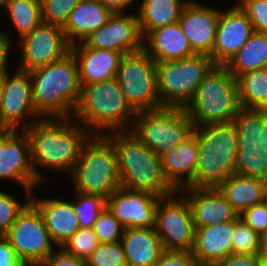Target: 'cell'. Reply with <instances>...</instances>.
<instances>
[{
    "mask_svg": "<svg viewBox=\"0 0 267 266\" xmlns=\"http://www.w3.org/2000/svg\"><path fill=\"white\" fill-rule=\"evenodd\" d=\"M135 115L118 79L111 78L81 85L79 101L72 118L78 120L91 134L105 135L114 131H129V123L133 124Z\"/></svg>",
    "mask_w": 267,
    "mask_h": 266,
    "instance_id": "3957f363",
    "label": "cell"
},
{
    "mask_svg": "<svg viewBox=\"0 0 267 266\" xmlns=\"http://www.w3.org/2000/svg\"><path fill=\"white\" fill-rule=\"evenodd\" d=\"M259 266H267V255H259Z\"/></svg>",
    "mask_w": 267,
    "mask_h": 266,
    "instance_id": "f907efd6",
    "label": "cell"
},
{
    "mask_svg": "<svg viewBox=\"0 0 267 266\" xmlns=\"http://www.w3.org/2000/svg\"><path fill=\"white\" fill-rule=\"evenodd\" d=\"M113 11L105 7L99 0H81L71 11L62 27L70 46L82 43L97 29L102 27L113 15Z\"/></svg>",
    "mask_w": 267,
    "mask_h": 266,
    "instance_id": "4316f807",
    "label": "cell"
},
{
    "mask_svg": "<svg viewBox=\"0 0 267 266\" xmlns=\"http://www.w3.org/2000/svg\"><path fill=\"white\" fill-rule=\"evenodd\" d=\"M263 204L267 209V187L265 188L264 195H263Z\"/></svg>",
    "mask_w": 267,
    "mask_h": 266,
    "instance_id": "db71d44e",
    "label": "cell"
},
{
    "mask_svg": "<svg viewBox=\"0 0 267 266\" xmlns=\"http://www.w3.org/2000/svg\"><path fill=\"white\" fill-rule=\"evenodd\" d=\"M215 66L213 59L207 54L156 62L161 108H185L193 99L198 85Z\"/></svg>",
    "mask_w": 267,
    "mask_h": 266,
    "instance_id": "ba28073f",
    "label": "cell"
},
{
    "mask_svg": "<svg viewBox=\"0 0 267 266\" xmlns=\"http://www.w3.org/2000/svg\"><path fill=\"white\" fill-rule=\"evenodd\" d=\"M183 193L190 204L195 228L236 220L239 214L217 188L186 187Z\"/></svg>",
    "mask_w": 267,
    "mask_h": 266,
    "instance_id": "44dd1931",
    "label": "cell"
},
{
    "mask_svg": "<svg viewBox=\"0 0 267 266\" xmlns=\"http://www.w3.org/2000/svg\"><path fill=\"white\" fill-rule=\"evenodd\" d=\"M198 159V141L192 132L175 148L161 156L166 181L176 190L194 187V175Z\"/></svg>",
    "mask_w": 267,
    "mask_h": 266,
    "instance_id": "cb8c5ba5",
    "label": "cell"
},
{
    "mask_svg": "<svg viewBox=\"0 0 267 266\" xmlns=\"http://www.w3.org/2000/svg\"><path fill=\"white\" fill-rule=\"evenodd\" d=\"M143 49L155 62L174 61L196 54L178 22L150 31L143 38Z\"/></svg>",
    "mask_w": 267,
    "mask_h": 266,
    "instance_id": "484cf974",
    "label": "cell"
},
{
    "mask_svg": "<svg viewBox=\"0 0 267 266\" xmlns=\"http://www.w3.org/2000/svg\"><path fill=\"white\" fill-rule=\"evenodd\" d=\"M160 197L148 191L120 187L106 199V207L126 228H155Z\"/></svg>",
    "mask_w": 267,
    "mask_h": 266,
    "instance_id": "ac0fdd59",
    "label": "cell"
},
{
    "mask_svg": "<svg viewBox=\"0 0 267 266\" xmlns=\"http://www.w3.org/2000/svg\"><path fill=\"white\" fill-rule=\"evenodd\" d=\"M76 58L80 85H90L117 77L123 53L96 49L78 43L70 47Z\"/></svg>",
    "mask_w": 267,
    "mask_h": 266,
    "instance_id": "603a6c76",
    "label": "cell"
},
{
    "mask_svg": "<svg viewBox=\"0 0 267 266\" xmlns=\"http://www.w3.org/2000/svg\"><path fill=\"white\" fill-rule=\"evenodd\" d=\"M57 251H53L39 266H86L85 260L77 258L63 248L60 247Z\"/></svg>",
    "mask_w": 267,
    "mask_h": 266,
    "instance_id": "ee69618b",
    "label": "cell"
},
{
    "mask_svg": "<svg viewBox=\"0 0 267 266\" xmlns=\"http://www.w3.org/2000/svg\"><path fill=\"white\" fill-rule=\"evenodd\" d=\"M234 220L195 228L192 255L200 266H217L232 253Z\"/></svg>",
    "mask_w": 267,
    "mask_h": 266,
    "instance_id": "7402d4cb",
    "label": "cell"
},
{
    "mask_svg": "<svg viewBox=\"0 0 267 266\" xmlns=\"http://www.w3.org/2000/svg\"><path fill=\"white\" fill-rule=\"evenodd\" d=\"M188 1L143 0L138 9V21L142 37L150 31L178 22L182 8Z\"/></svg>",
    "mask_w": 267,
    "mask_h": 266,
    "instance_id": "f546056e",
    "label": "cell"
},
{
    "mask_svg": "<svg viewBox=\"0 0 267 266\" xmlns=\"http://www.w3.org/2000/svg\"><path fill=\"white\" fill-rule=\"evenodd\" d=\"M9 33H4L0 31V80L4 78V76L9 73L8 65V58L9 53L11 51L12 40ZM11 46V47H10Z\"/></svg>",
    "mask_w": 267,
    "mask_h": 266,
    "instance_id": "7dc6e473",
    "label": "cell"
},
{
    "mask_svg": "<svg viewBox=\"0 0 267 266\" xmlns=\"http://www.w3.org/2000/svg\"><path fill=\"white\" fill-rule=\"evenodd\" d=\"M254 32L253 25L238 4L219 11L215 45L210 55L216 65L225 66Z\"/></svg>",
    "mask_w": 267,
    "mask_h": 266,
    "instance_id": "d6986e66",
    "label": "cell"
},
{
    "mask_svg": "<svg viewBox=\"0 0 267 266\" xmlns=\"http://www.w3.org/2000/svg\"><path fill=\"white\" fill-rule=\"evenodd\" d=\"M0 266H25L4 236H0Z\"/></svg>",
    "mask_w": 267,
    "mask_h": 266,
    "instance_id": "bcb514c9",
    "label": "cell"
},
{
    "mask_svg": "<svg viewBox=\"0 0 267 266\" xmlns=\"http://www.w3.org/2000/svg\"><path fill=\"white\" fill-rule=\"evenodd\" d=\"M261 109L267 113V103Z\"/></svg>",
    "mask_w": 267,
    "mask_h": 266,
    "instance_id": "11a10c76",
    "label": "cell"
},
{
    "mask_svg": "<svg viewBox=\"0 0 267 266\" xmlns=\"http://www.w3.org/2000/svg\"><path fill=\"white\" fill-rule=\"evenodd\" d=\"M105 7L115 12H125L129 5L134 4L136 0H99Z\"/></svg>",
    "mask_w": 267,
    "mask_h": 266,
    "instance_id": "c3c4849f",
    "label": "cell"
},
{
    "mask_svg": "<svg viewBox=\"0 0 267 266\" xmlns=\"http://www.w3.org/2000/svg\"><path fill=\"white\" fill-rule=\"evenodd\" d=\"M130 126L129 131L160 157L187 138L194 128L185 108L171 107L136 112Z\"/></svg>",
    "mask_w": 267,
    "mask_h": 266,
    "instance_id": "9c48e42d",
    "label": "cell"
},
{
    "mask_svg": "<svg viewBox=\"0 0 267 266\" xmlns=\"http://www.w3.org/2000/svg\"><path fill=\"white\" fill-rule=\"evenodd\" d=\"M239 7L251 21L254 31L267 33V0H240Z\"/></svg>",
    "mask_w": 267,
    "mask_h": 266,
    "instance_id": "60d3db41",
    "label": "cell"
},
{
    "mask_svg": "<svg viewBox=\"0 0 267 266\" xmlns=\"http://www.w3.org/2000/svg\"><path fill=\"white\" fill-rule=\"evenodd\" d=\"M217 266H259V254H229Z\"/></svg>",
    "mask_w": 267,
    "mask_h": 266,
    "instance_id": "f6af8a7d",
    "label": "cell"
},
{
    "mask_svg": "<svg viewBox=\"0 0 267 266\" xmlns=\"http://www.w3.org/2000/svg\"><path fill=\"white\" fill-rule=\"evenodd\" d=\"M173 194L160 197L156 209L155 231L164 250L192 251L195 226L192 211L186 197Z\"/></svg>",
    "mask_w": 267,
    "mask_h": 266,
    "instance_id": "4fadbf2b",
    "label": "cell"
},
{
    "mask_svg": "<svg viewBox=\"0 0 267 266\" xmlns=\"http://www.w3.org/2000/svg\"><path fill=\"white\" fill-rule=\"evenodd\" d=\"M2 86L1 125L12 130H24L41 119L34 108L28 72L17 69L11 76L7 73L2 79Z\"/></svg>",
    "mask_w": 267,
    "mask_h": 266,
    "instance_id": "9a60e30c",
    "label": "cell"
},
{
    "mask_svg": "<svg viewBox=\"0 0 267 266\" xmlns=\"http://www.w3.org/2000/svg\"><path fill=\"white\" fill-rule=\"evenodd\" d=\"M8 130L9 129L6 126L0 124V139L5 135Z\"/></svg>",
    "mask_w": 267,
    "mask_h": 266,
    "instance_id": "f5cc1de1",
    "label": "cell"
},
{
    "mask_svg": "<svg viewBox=\"0 0 267 266\" xmlns=\"http://www.w3.org/2000/svg\"><path fill=\"white\" fill-rule=\"evenodd\" d=\"M239 218L259 235L267 230V209L263 203L245 209L239 214Z\"/></svg>",
    "mask_w": 267,
    "mask_h": 266,
    "instance_id": "b9f144b4",
    "label": "cell"
},
{
    "mask_svg": "<svg viewBox=\"0 0 267 266\" xmlns=\"http://www.w3.org/2000/svg\"><path fill=\"white\" fill-rule=\"evenodd\" d=\"M29 196L25 204L16 200V195H10L0 190V236H3L16 221L18 215L31 202Z\"/></svg>",
    "mask_w": 267,
    "mask_h": 266,
    "instance_id": "ab89813d",
    "label": "cell"
},
{
    "mask_svg": "<svg viewBox=\"0 0 267 266\" xmlns=\"http://www.w3.org/2000/svg\"><path fill=\"white\" fill-rule=\"evenodd\" d=\"M225 67L235 78L250 70L267 68V33L254 31Z\"/></svg>",
    "mask_w": 267,
    "mask_h": 266,
    "instance_id": "4dcf8cb0",
    "label": "cell"
},
{
    "mask_svg": "<svg viewBox=\"0 0 267 266\" xmlns=\"http://www.w3.org/2000/svg\"><path fill=\"white\" fill-rule=\"evenodd\" d=\"M93 230L100 243H116L121 241L125 227L105 207L96 219Z\"/></svg>",
    "mask_w": 267,
    "mask_h": 266,
    "instance_id": "74e56055",
    "label": "cell"
},
{
    "mask_svg": "<svg viewBox=\"0 0 267 266\" xmlns=\"http://www.w3.org/2000/svg\"><path fill=\"white\" fill-rule=\"evenodd\" d=\"M3 236L25 266H39L55 251L42 214L32 202Z\"/></svg>",
    "mask_w": 267,
    "mask_h": 266,
    "instance_id": "7c38bea8",
    "label": "cell"
},
{
    "mask_svg": "<svg viewBox=\"0 0 267 266\" xmlns=\"http://www.w3.org/2000/svg\"><path fill=\"white\" fill-rule=\"evenodd\" d=\"M31 197V202L37 207L45 221L46 228L55 248L64 243L80 228L73 202L59 198Z\"/></svg>",
    "mask_w": 267,
    "mask_h": 266,
    "instance_id": "d4e9b609",
    "label": "cell"
},
{
    "mask_svg": "<svg viewBox=\"0 0 267 266\" xmlns=\"http://www.w3.org/2000/svg\"><path fill=\"white\" fill-rule=\"evenodd\" d=\"M86 266H127L121 241L100 243L85 260Z\"/></svg>",
    "mask_w": 267,
    "mask_h": 266,
    "instance_id": "d590c367",
    "label": "cell"
},
{
    "mask_svg": "<svg viewBox=\"0 0 267 266\" xmlns=\"http://www.w3.org/2000/svg\"><path fill=\"white\" fill-rule=\"evenodd\" d=\"M34 108L41 118L72 117L80 97L78 65L70 51L62 59L28 72Z\"/></svg>",
    "mask_w": 267,
    "mask_h": 266,
    "instance_id": "7a4b0ae2",
    "label": "cell"
},
{
    "mask_svg": "<svg viewBox=\"0 0 267 266\" xmlns=\"http://www.w3.org/2000/svg\"><path fill=\"white\" fill-rule=\"evenodd\" d=\"M24 130L30 140L33 169L40 182L44 178L40 167L71 174L83 144L92 135L72 117L41 118Z\"/></svg>",
    "mask_w": 267,
    "mask_h": 266,
    "instance_id": "6da1fadb",
    "label": "cell"
},
{
    "mask_svg": "<svg viewBox=\"0 0 267 266\" xmlns=\"http://www.w3.org/2000/svg\"><path fill=\"white\" fill-rule=\"evenodd\" d=\"M81 0H41L44 23L64 26L71 11Z\"/></svg>",
    "mask_w": 267,
    "mask_h": 266,
    "instance_id": "f35d334b",
    "label": "cell"
},
{
    "mask_svg": "<svg viewBox=\"0 0 267 266\" xmlns=\"http://www.w3.org/2000/svg\"><path fill=\"white\" fill-rule=\"evenodd\" d=\"M7 178L19 183L27 196H31L35 186L40 184L33 169L30 140L25 130L9 129L0 139V180Z\"/></svg>",
    "mask_w": 267,
    "mask_h": 266,
    "instance_id": "2e32d148",
    "label": "cell"
},
{
    "mask_svg": "<svg viewBox=\"0 0 267 266\" xmlns=\"http://www.w3.org/2000/svg\"><path fill=\"white\" fill-rule=\"evenodd\" d=\"M198 141L194 188H217L235 173L238 133L235 123H211L193 128Z\"/></svg>",
    "mask_w": 267,
    "mask_h": 266,
    "instance_id": "5b68a950",
    "label": "cell"
},
{
    "mask_svg": "<svg viewBox=\"0 0 267 266\" xmlns=\"http://www.w3.org/2000/svg\"><path fill=\"white\" fill-rule=\"evenodd\" d=\"M240 108L237 80L221 65L204 78L185 107L193 127L232 122Z\"/></svg>",
    "mask_w": 267,
    "mask_h": 266,
    "instance_id": "52a82bcc",
    "label": "cell"
},
{
    "mask_svg": "<svg viewBox=\"0 0 267 266\" xmlns=\"http://www.w3.org/2000/svg\"><path fill=\"white\" fill-rule=\"evenodd\" d=\"M236 80L242 108L261 109L267 103V68L244 72Z\"/></svg>",
    "mask_w": 267,
    "mask_h": 266,
    "instance_id": "1f68e13d",
    "label": "cell"
},
{
    "mask_svg": "<svg viewBox=\"0 0 267 266\" xmlns=\"http://www.w3.org/2000/svg\"><path fill=\"white\" fill-rule=\"evenodd\" d=\"M8 16L20 38L31 33L42 22L41 0H6L1 8Z\"/></svg>",
    "mask_w": 267,
    "mask_h": 266,
    "instance_id": "d6a6232c",
    "label": "cell"
},
{
    "mask_svg": "<svg viewBox=\"0 0 267 266\" xmlns=\"http://www.w3.org/2000/svg\"><path fill=\"white\" fill-rule=\"evenodd\" d=\"M154 266H200L191 251L164 250Z\"/></svg>",
    "mask_w": 267,
    "mask_h": 266,
    "instance_id": "7bdbcfd3",
    "label": "cell"
},
{
    "mask_svg": "<svg viewBox=\"0 0 267 266\" xmlns=\"http://www.w3.org/2000/svg\"><path fill=\"white\" fill-rule=\"evenodd\" d=\"M233 122L238 133L235 173L267 182V113L241 107Z\"/></svg>",
    "mask_w": 267,
    "mask_h": 266,
    "instance_id": "30bf717a",
    "label": "cell"
},
{
    "mask_svg": "<svg viewBox=\"0 0 267 266\" xmlns=\"http://www.w3.org/2000/svg\"><path fill=\"white\" fill-rule=\"evenodd\" d=\"M188 1L180 13L178 23L196 54L211 55L219 20V10Z\"/></svg>",
    "mask_w": 267,
    "mask_h": 266,
    "instance_id": "ffe728a7",
    "label": "cell"
},
{
    "mask_svg": "<svg viewBox=\"0 0 267 266\" xmlns=\"http://www.w3.org/2000/svg\"><path fill=\"white\" fill-rule=\"evenodd\" d=\"M74 194L73 207L80 228H93L100 212L106 207V199L99 195Z\"/></svg>",
    "mask_w": 267,
    "mask_h": 266,
    "instance_id": "836d02e7",
    "label": "cell"
},
{
    "mask_svg": "<svg viewBox=\"0 0 267 266\" xmlns=\"http://www.w3.org/2000/svg\"><path fill=\"white\" fill-rule=\"evenodd\" d=\"M6 0H0V8L5 3Z\"/></svg>",
    "mask_w": 267,
    "mask_h": 266,
    "instance_id": "9f6ffc18",
    "label": "cell"
},
{
    "mask_svg": "<svg viewBox=\"0 0 267 266\" xmlns=\"http://www.w3.org/2000/svg\"><path fill=\"white\" fill-rule=\"evenodd\" d=\"M266 187L267 182L263 179L233 173L217 187V190L225 197L228 204L240 214L251 206L263 203Z\"/></svg>",
    "mask_w": 267,
    "mask_h": 266,
    "instance_id": "f1b7e54d",
    "label": "cell"
},
{
    "mask_svg": "<svg viewBox=\"0 0 267 266\" xmlns=\"http://www.w3.org/2000/svg\"><path fill=\"white\" fill-rule=\"evenodd\" d=\"M99 245L93 228H79L61 248L77 258L86 260Z\"/></svg>",
    "mask_w": 267,
    "mask_h": 266,
    "instance_id": "8d00e7d4",
    "label": "cell"
},
{
    "mask_svg": "<svg viewBox=\"0 0 267 266\" xmlns=\"http://www.w3.org/2000/svg\"><path fill=\"white\" fill-rule=\"evenodd\" d=\"M85 46L130 54L143 49L137 14L115 12L109 20L83 42Z\"/></svg>",
    "mask_w": 267,
    "mask_h": 266,
    "instance_id": "e0dca14e",
    "label": "cell"
},
{
    "mask_svg": "<svg viewBox=\"0 0 267 266\" xmlns=\"http://www.w3.org/2000/svg\"><path fill=\"white\" fill-rule=\"evenodd\" d=\"M116 78L135 112L161 108L156 62L144 49L123 55Z\"/></svg>",
    "mask_w": 267,
    "mask_h": 266,
    "instance_id": "8fae6325",
    "label": "cell"
},
{
    "mask_svg": "<svg viewBox=\"0 0 267 266\" xmlns=\"http://www.w3.org/2000/svg\"><path fill=\"white\" fill-rule=\"evenodd\" d=\"M22 64L18 70L29 72L62 59L70 52V44L62 26L42 22L31 33L19 38Z\"/></svg>",
    "mask_w": 267,
    "mask_h": 266,
    "instance_id": "5bb4252c",
    "label": "cell"
},
{
    "mask_svg": "<svg viewBox=\"0 0 267 266\" xmlns=\"http://www.w3.org/2000/svg\"><path fill=\"white\" fill-rule=\"evenodd\" d=\"M113 143L122 187L148 191L159 197L176 190L166 181L161 157L144 145L130 131L105 134Z\"/></svg>",
    "mask_w": 267,
    "mask_h": 266,
    "instance_id": "277c9868",
    "label": "cell"
},
{
    "mask_svg": "<svg viewBox=\"0 0 267 266\" xmlns=\"http://www.w3.org/2000/svg\"><path fill=\"white\" fill-rule=\"evenodd\" d=\"M2 97H3V86L2 79L0 80V124H1V105H2Z\"/></svg>",
    "mask_w": 267,
    "mask_h": 266,
    "instance_id": "816d5d0a",
    "label": "cell"
},
{
    "mask_svg": "<svg viewBox=\"0 0 267 266\" xmlns=\"http://www.w3.org/2000/svg\"><path fill=\"white\" fill-rule=\"evenodd\" d=\"M75 193L99 195L107 199L122 187L112 141L92 134L83 144L80 158L71 172Z\"/></svg>",
    "mask_w": 267,
    "mask_h": 266,
    "instance_id": "8992f818",
    "label": "cell"
},
{
    "mask_svg": "<svg viewBox=\"0 0 267 266\" xmlns=\"http://www.w3.org/2000/svg\"><path fill=\"white\" fill-rule=\"evenodd\" d=\"M121 243L127 266H154L164 251L155 228H126Z\"/></svg>",
    "mask_w": 267,
    "mask_h": 266,
    "instance_id": "83f0119b",
    "label": "cell"
},
{
    "mask_svg": "<svg viewBox=\"0 0 267 266\" xmlns=\"http://www.w3.org/2000/svg\"><path fill=\"white\" fill-rule=\"evenodd\" d=\"M260 235L239 217L234 220L232 253L259 254Z\"/></svg>",
    "mask_w": 267,
    "mask_h": 266,
    "instance_id": "e575fe53",
    "label": "cell"
},
{
    "mask_svg": "<svg viewBox=\"0 0 267 266\" xmlns=\"http://www.w3.org/2000/svg\"><path fill=\"white\" fill-rule=\"evenodd\" d=\"M259 255H267V230L260 235Z\"/></svg>",
    "mask_w": 267,
    "mask_h": 266,
    "instance_id": "681fc988",
    "label": "cell"
}]
</instances>
